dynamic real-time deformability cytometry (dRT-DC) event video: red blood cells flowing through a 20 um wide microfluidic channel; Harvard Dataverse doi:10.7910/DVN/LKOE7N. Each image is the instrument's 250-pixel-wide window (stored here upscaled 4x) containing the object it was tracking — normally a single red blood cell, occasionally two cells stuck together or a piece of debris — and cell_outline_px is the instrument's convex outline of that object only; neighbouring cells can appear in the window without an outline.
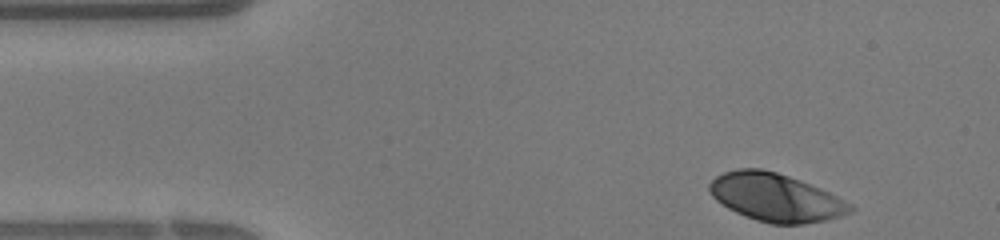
{"species": "human", "species_latin": "Homo sapiens", "temperature_condition": "warm", "stored_images_in_passage": 29, "camera_frame_rate_fps": 3000, "um_per_image_px": 0.085, "donor": {"sex": "female"}, "frame": {"image": 1, "passage_image": 1, "time_ms": 0.0, "image_size_px": [1000, 240], "cell_outline_px": [[856, 208], [852, 212], [828, 220], [804, 224], [772, 224], [756, 220], [736, 212], [728, 208], [716, 200], [712, 196], [708, 188], [708, 184], [716, 176], [724, 172], [736, 168], [760, 168], [776, 172], [800, 180], [820, 188], [852, 204]], "centroid_in_image_um": [65.94, 16.78], "position_along_channel_um": 19.1, "area_um2": 39.42}}
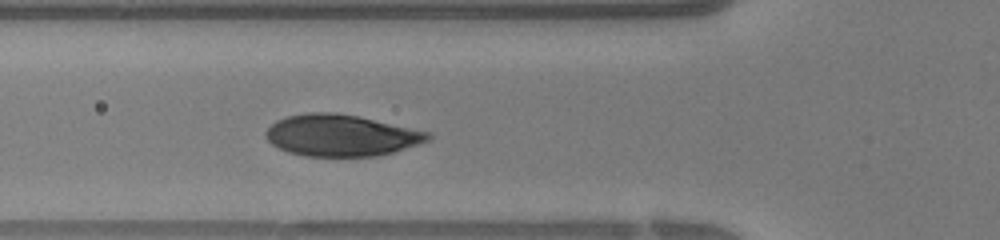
{"frame": {"image": 2, "passage_image": 10, "time_ms": 3.0, "image_size_px": [1000, 240], "cell_outline_px": [[432, 136], [428, 140], [420, 144], [392, 152], [376, 156], [304, 156], [288, 152], [272, 144], [264, 136], [264, 132], [276, 120], [288, 116], [308, 112], [336, 112], [356, 116], [432, 132]], "centroid_in_image_um": [28.99, 11.5], "position_along_channel_um": 96.8, "area_um2": 39.25}}
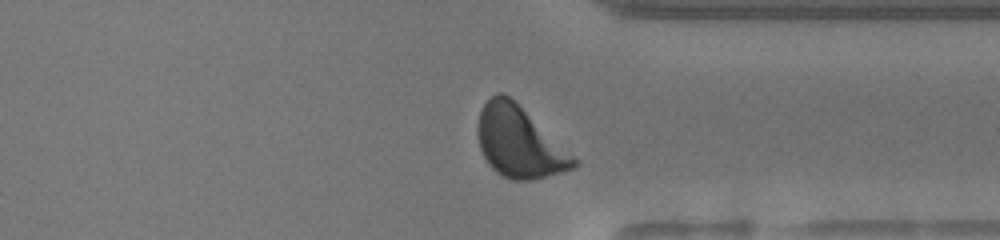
{"frame": {"image": 3, "passage_image": 26, "time_ms": 8.333, "image_size_px": [1000, 240], "cell_outline_px": [[580, 164], [572, 168], [560, 172], [532, 180], [512, 180], [496, 172], [488, 164], [480, 148], [476, 132], [476, 128], [480, 112], [484, 104], [496, 92], [504, 92], [572, 156]], "centroid_in_image_um": [44.05, 12.1], "position_along_channel_um": 367.3, "area_um2": 38.49}}